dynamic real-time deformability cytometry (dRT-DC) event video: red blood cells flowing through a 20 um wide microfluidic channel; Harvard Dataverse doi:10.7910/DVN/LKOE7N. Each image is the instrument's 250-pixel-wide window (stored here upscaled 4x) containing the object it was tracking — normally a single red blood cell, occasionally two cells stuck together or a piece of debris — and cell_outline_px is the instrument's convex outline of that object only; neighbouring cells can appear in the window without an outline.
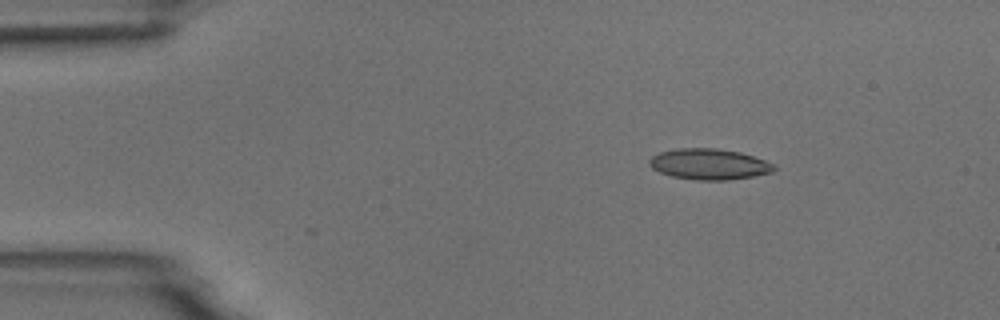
{"species": "common noctule bat (a hibernating species)", "species_latin": "Nyctalus noctula", "temperature_condition": "room temperature", "stored_images_in_passage": 4, "camera_frame_rate_fps": 3000, "um_per_image_px": 0.085, "animal": {"sex": "male", "body_mass_g": 18.8}, "frame": {"image": 1, "passage_image": 2, "time_ms": 2.0, "image_size_px": [1000, 320], "cell_outline_px": [[776, 168], [772, 172], [752, 176], [728, 180], [696, 180], [672, 176], [660, 172], [652, 168], [648, 164], [648, 160], [652, 156], [660, 152], [676, 148], [716, 148], [740, 152], [764, 160], [772, 164]], "centroid_in_image_um": [60.23, 13.95], "position_along_channel_um": 24.8, "area_um2": 22.31}}